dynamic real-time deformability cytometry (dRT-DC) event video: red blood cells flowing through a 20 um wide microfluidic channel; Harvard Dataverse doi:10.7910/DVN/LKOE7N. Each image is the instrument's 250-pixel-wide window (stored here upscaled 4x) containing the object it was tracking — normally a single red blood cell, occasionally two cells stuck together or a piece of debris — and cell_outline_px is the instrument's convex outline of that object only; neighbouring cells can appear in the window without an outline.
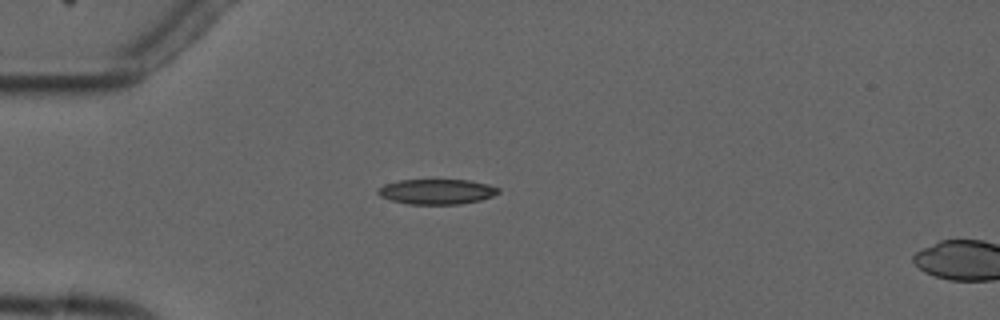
{"species": "common noctule bat (a hibernating species)", "species_latin": "Nyctalus noctula", "temperature_condition": "cold", "stored_images_in_passage": 2, "camera_frame_rate_fps": 3000, "um_per_image_px": 0.085, "animal": {"sex": "male", "forearm_length_mm": 52.5}, "frame": {"image": 1, "passage_image": 1, "time_ms": 0.0, "image_size_px": [1000, 320], "cell_outline_px": [[500, 192], [492, 196], [480, 200], [460, 204], [408, 204], [392, 200], [380, 196], [376, 192], [376, 188], [384, 184], [400, 180], [468, 180], [488, 184], [500, 188]], "centroid_in_image_um": [37.11, 16.28], "position_along_channel_um": 47.9, "area_um2": 17.69}}